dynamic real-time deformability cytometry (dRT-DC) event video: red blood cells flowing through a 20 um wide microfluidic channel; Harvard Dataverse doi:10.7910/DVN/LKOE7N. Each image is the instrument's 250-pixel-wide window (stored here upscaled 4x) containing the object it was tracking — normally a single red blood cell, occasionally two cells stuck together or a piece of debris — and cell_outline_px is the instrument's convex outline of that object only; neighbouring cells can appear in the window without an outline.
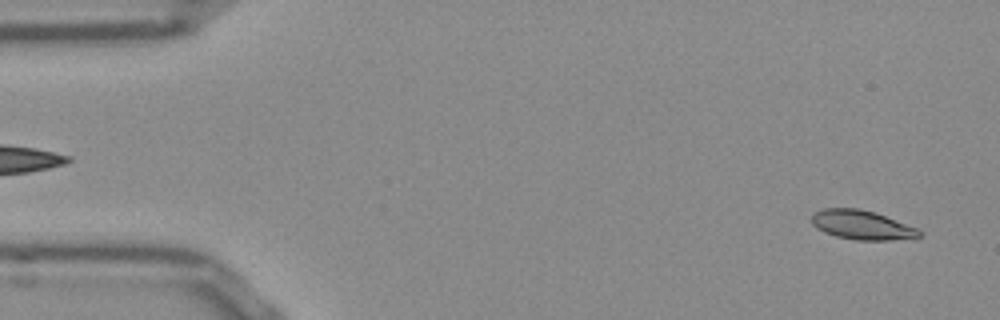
{"species": "Egyptian fruit bat (a non-hibernating species)", "species_latin": "Rousettus aegyptiacus", "temperature_condition": "room temperature", "stored_images_in_passage": 52, "camera_frame_rate_fps": 3000, "um_per_image_px": 0.085, "frame": {"image": 1, "passage_image": 2, "time_ms": 0.333, "image_size_px": [1000, 320], "cell_outline_px": [[924, 236], [888, 240], [856, 240], [836, 236], [824, 232], [816, 228], [812, 224], [812, 216], [816, 212], [824, 208], [856, 208], [876, 212], [916, 228]], "centroid_in_image_um": [73.24, 19.12], "position_along_channel_um": 11.8, "area_um2": 18.15}}
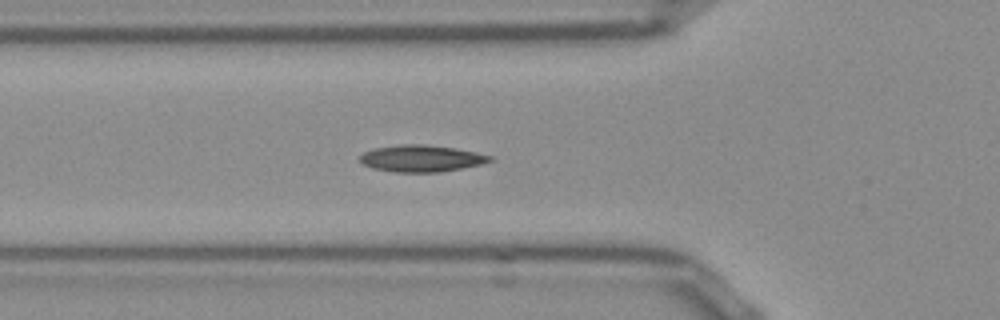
{"frame": {"image": 2, "passage_image": 17, "time_ms": 5.333, "image_size_px": [1000, 320], "cell_outline_px": [[492, 160], [480, 164], [440, 172], [392, 172], [372, 168], [364, 164], [360, 160], [360, 156], [364, 152], [376, 148], [400, 144], [424, 144], [452, 148], [476, 152], [492, 156]], "centroid_in_image_um": [35.79, 13.47], "position_along_channel_um": 90.0, "area_um2": 20.0}}
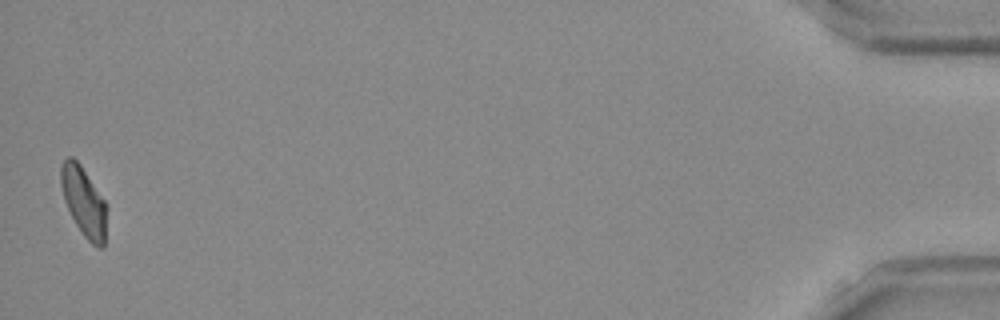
{"frame": {"image": 3, "passage_image": 51, "time_ms": 16.667, "image_size_px": [1000, 320], "cell_outline_px": [[108, 208], [104, 248], [100, 248], [92, 244], [84, 236], [76, 224], [64, 200], [60, 184], [60, 168], [64, 160], [68, 156], [72, 156], [80, 164], [104, 200]], "centroid_in_image_um": [7.14, 17.15], "position_along_channel_um": 428.1, "area_um2": 18.55}}